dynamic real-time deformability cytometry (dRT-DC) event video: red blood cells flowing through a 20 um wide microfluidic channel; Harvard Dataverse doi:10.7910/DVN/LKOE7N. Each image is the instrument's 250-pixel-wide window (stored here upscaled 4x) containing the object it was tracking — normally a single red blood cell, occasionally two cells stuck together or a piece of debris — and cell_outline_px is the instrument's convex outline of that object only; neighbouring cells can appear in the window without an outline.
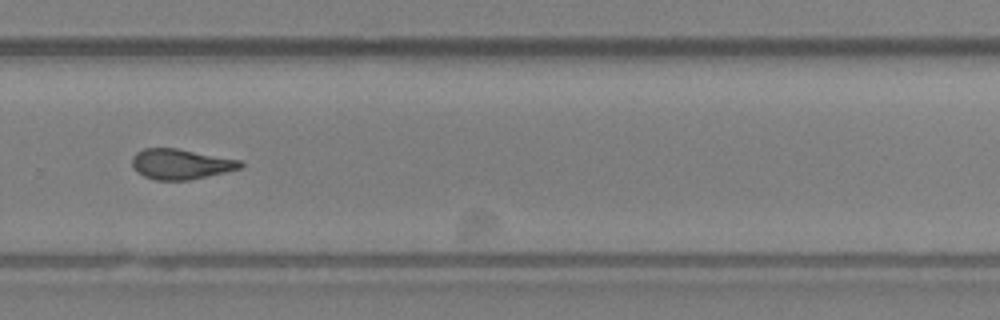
{"species": "Egyptian fruit bat (a non-hibernating species)", "species_latin": "Rousettus aegyptiacus", "temperature_condition": "room temperature", "stored_images_in_passage": 34, "camera_frame_rate_fps": 3000, "um_per_image_px": 0.085, "animal": {"sex": "female"}, "frame": {"image": 1, "passage_image": 20, "time_ms": 6.333, "image_size_px": [1000, 320], "cell_outline_px": [[244, 164], [240, 168], [224, 172], [188, 180], [156, 180], [144, 176], [136, 172], [132, 164], [132, 156], [136, 152], [144, 148], [176, 148], [244, 160]], "centroid_in_image_um": [15.36, 13.93], "position_along_channel_um": 314.4, "area_um2": 19.19}}
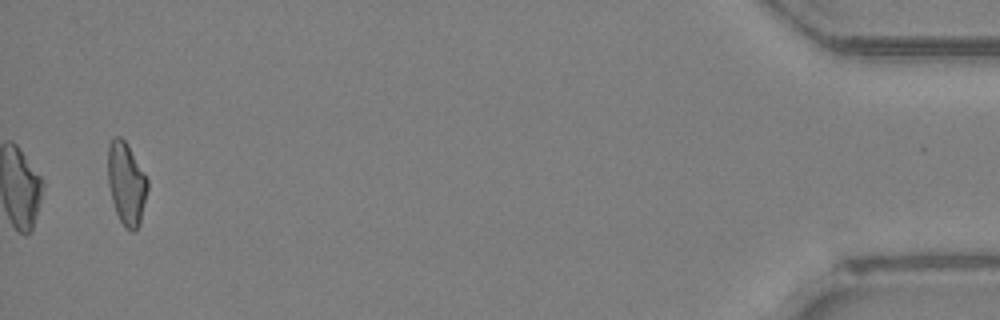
{"frame": {"image": 2, "passage_image": 34, "time_ms": 11.0, "image_size_px": [1000, 320], "cell_outline_px": [[148, 188], [140, 224], [132, 232], [120, 220], [116, 212], [112, 200], [108, 184], [108, 144], [116, 136], [120, 136], [128, 144], [148, 180]], "centroid_in_image_um": [10.74, 15.57], "position_along_channel_um": 424.5, "area_um2": 18.9}, "authors_computed_cell_mechanics": {"area_um2": 19.363, "velocity_mm_per_s": 4.2423, "shape_relaxation_time_tau1_ms": 7.9755, "shape_relaxation_time_tau2_ms": 2.7958, "deformation_change_tau1": 0.2339, "deformation_change_tau2": 0.1251}}